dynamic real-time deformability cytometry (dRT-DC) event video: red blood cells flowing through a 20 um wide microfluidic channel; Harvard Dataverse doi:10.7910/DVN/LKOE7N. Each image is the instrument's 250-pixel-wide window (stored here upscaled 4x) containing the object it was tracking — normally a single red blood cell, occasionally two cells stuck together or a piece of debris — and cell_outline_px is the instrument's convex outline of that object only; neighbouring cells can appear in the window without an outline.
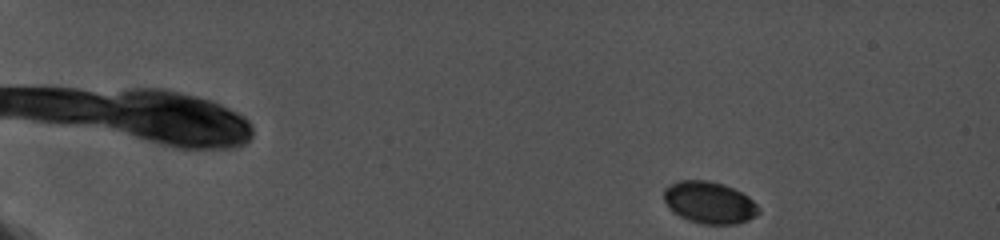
{"species": "common noctule bat (a hibernating species)", "species_latin": "Nyctalus noctula", "temperature_condition": "cold", "stored_images_in_passage": 34, "camera_frame_rate_fps": 5000, "um_per_image_px": 0.085, "animal": {"sex": "female", "body_mass_g": 19.0, "forearm_length_mm": 56.7}, "frame": {"image": 1, "passage_image": 1, "time_ms": 0.0, "image_size_px": [1000, 240], "cell_outline_px": [[760, 212], [756, 216], [748, 220], [736, 224], [704, 224], [688, 220], [672, 212], [668, 208], [664, 200], [664, 188], [680, 180], [708, 180], [724, 184], [748, 196], [760, 208]], "centroid_in_image_um": [60.29, 17.22], "position_along_channel_um": 24.7, "area_um2": 23.24}}
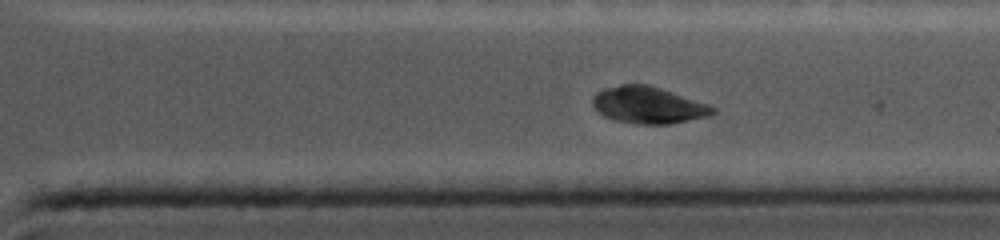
{"frame": {"image": 2, "passage_image": 27, "time_ms": 13.0, "image_size_px": [1000, 240], "cell_outline_px": [[716, 112], [708, 116], [672, 124], [636, 124], [616, 120], [604, 116], [592, 104], [592, 96], [600, 88], [620, 84], [648, 84], [708, 104], [716, 108]], "centroid_in_image_um": [55.07, 8.92], "position_along_channel_um": 356.3, "area_um2": 25.84}}
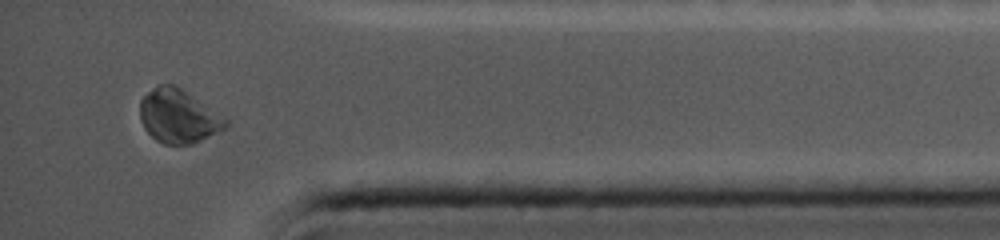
{"frame": {"image": 3, "passage_image": 32, "time_ms": 14.8, "image_size_px": [1000, 240], "cell_outline_px": [[228, 124], [224, 128], [192, 144], [164, 144], [156, 140], [144, 128], [140, 120], [140, 100], [156, 84], [176, 84], [228, 120]], "centroid_in_image_um": [15.12, 9.86], "position_along_channel_um": 420.1, "area_um2": 26.53}}